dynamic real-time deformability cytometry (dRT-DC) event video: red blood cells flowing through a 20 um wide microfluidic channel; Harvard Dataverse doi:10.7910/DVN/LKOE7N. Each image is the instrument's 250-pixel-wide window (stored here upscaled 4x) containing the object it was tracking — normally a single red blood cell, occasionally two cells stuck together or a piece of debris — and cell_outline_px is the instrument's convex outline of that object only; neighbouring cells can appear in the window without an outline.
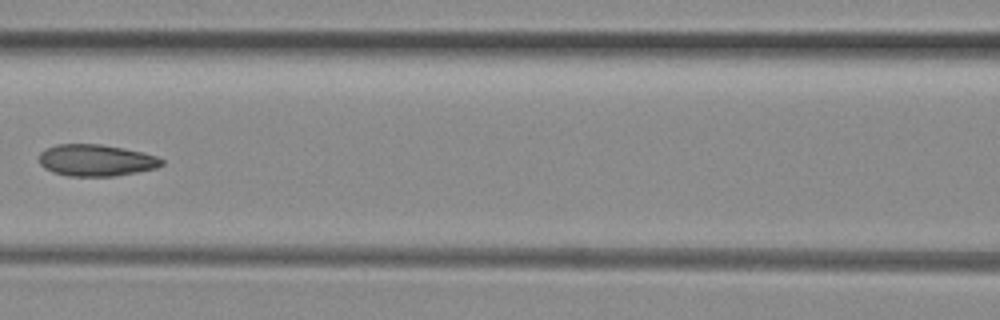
{"species": "common noctule bat (a hibernating species)", "species_latin": "Nyctalus noctula", "temperature_condition": "room temperature", "stored_images_in_passage": 6, "camera_frame_rate_fps": 3000, "um_per_image_px": 0.085, "animal": {"sex": "female", "body_mass_g": 29.2, "forearm_length_mm": 56.3}, "frame": {"image": 1, "passage_image": 4, "time_ms": 1.0, "image_size_px": [1000, 320], "cell_outline_px": [[164, 164], [156, 168], [136, 172], [112, 176], [68, 176], [52, 172], [44, 168], [40, 164], [40, 152], [44, 148], [56, 144], [100, 144], [124, 148], [144, 152], [156, 156], [164, 160]], "centroid_in_image_um": [8.15, 13.62], "position_along_channel_um": 158.4, "area_um2": 22.77}}
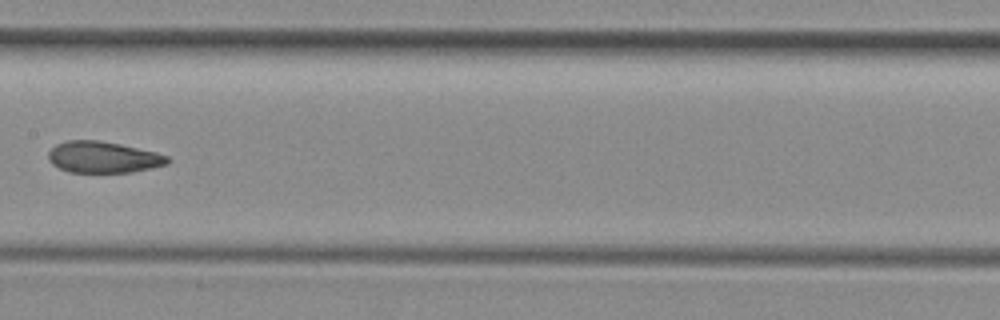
{"frame": {"image": 2, "passage_image": 5, "time_ms": 1.333, "image_size_px": [1000, 320], "cell_outline_px": [[172, 160], [168, 164], [152, 168], [132, 172], [68, 172], [52, 164], [48, 160], [48, 152], [56, 144], [68, 140], [96, 140], [120, 144], [156, 152], [168, 156]], "centroid_in_image_um": [8.78, 13.36], "position_along_channel_um": 198.6, "area_um2": 21.85}}
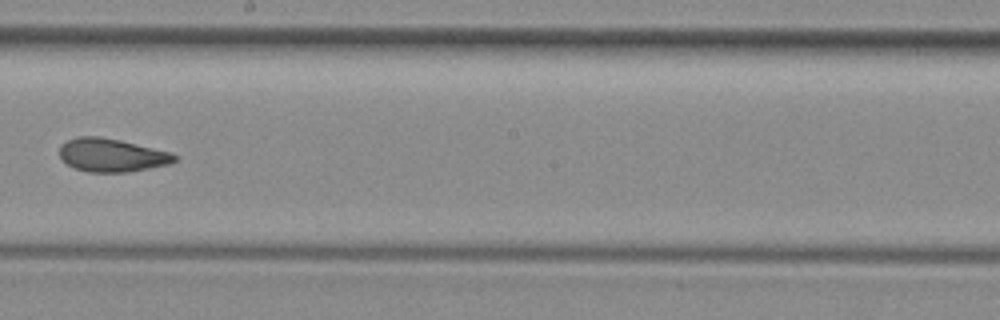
{"frame": {"image": 3, "passage_image": 6, "time_ms": 1.667, "image_size_px": [1000, 320], "cell_outline_px": [[176, 160], [168, 164], [128, 172], [88, 172], [76, 168], [68, 164], [60, 156], [60, 144], [76, 136], [100, 136], [120, 140], [172, 152], [176, 156]], "centroid_in_image_um": [9.49, 13.17], "position_along_channel_um": 238.7, "area_um2": 22.2}}